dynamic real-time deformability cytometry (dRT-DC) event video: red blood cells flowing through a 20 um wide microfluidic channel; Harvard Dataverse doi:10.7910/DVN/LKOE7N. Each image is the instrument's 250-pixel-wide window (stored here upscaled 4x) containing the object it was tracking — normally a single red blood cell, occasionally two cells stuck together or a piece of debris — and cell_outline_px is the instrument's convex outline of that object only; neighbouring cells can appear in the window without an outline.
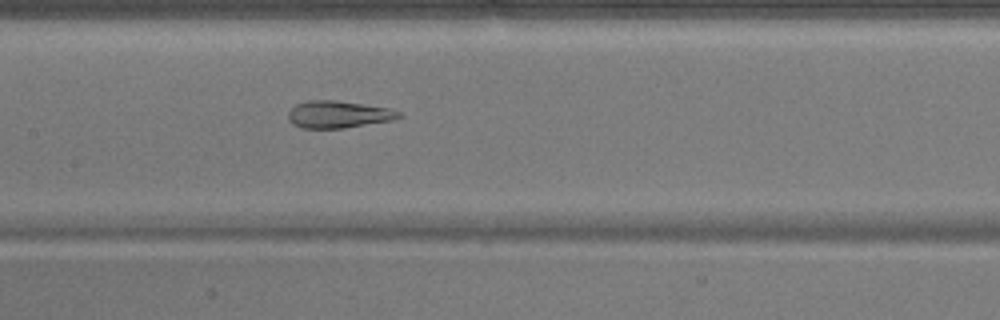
{"species": "common noctule bat (a hibernating species)", "species_latin": "Nyctalus noctula", "temperature_condition": "warm", "stored_images_in_passage": 52, "camera_frame_rate_fps": 3000, "um_per_image_px": 0.085, "animal": {"sex": "male", "body_mass_g": 17.9}, "frame": {"image": 1, "passage_image": 25, "time_ms": 8.0, "image_size_px": [1000, 320], "cell_outline_px": [[404, 116], [392, 120], [344, 128], [300, 128], [292, 124], [288, 120], [288, 112], [296, 104], [308, 100], [336, 100], [392, 108], [400, 112]], "centroid_in_image_um": [28.77, 9.72], "position_along_channel_um": 178.6, "area_um2": 17.69}}
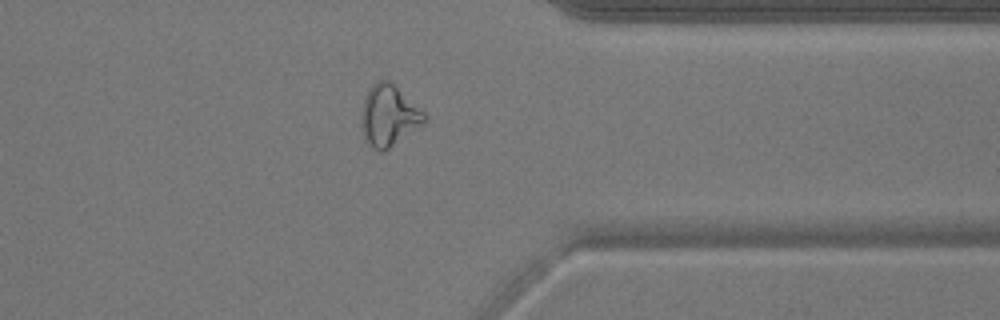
{"frame": {"image": 2, "passage_image": 41, "time_ms": 13.333, "image_size_px": [1000, 320], "cell_outline_px": [[428, 120], [424, 124], [384, 152], [380, 152], [372, 148], [364, 136], [360, 128], [360, 116], [364, 96], [368, 88], [376, 80], [388, 80], [424, 112], [428, 116]], "centroid_in_image_um": [33.02, 9.85], "position_along_channel_um": 378.4, "area_um2": 22.72}}
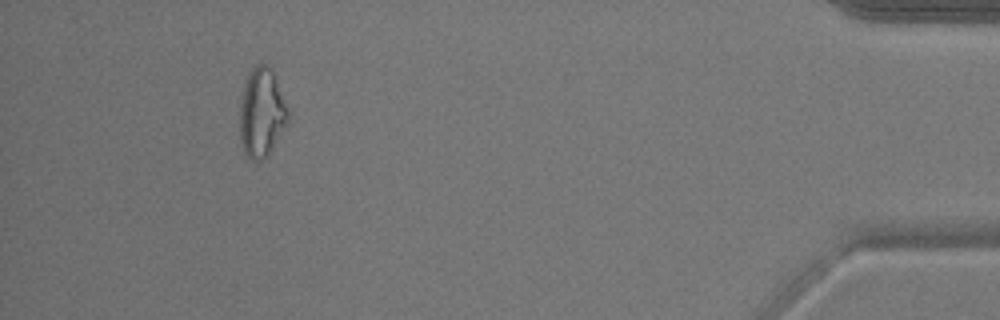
{"frame": {"image": 3, "passage_image": 48, "time_ms": 15.667, "image_size_px": [1000, 320], "cell_outline_px": [[288, 120], [268, 152], [260, 160], [252, 160], [244, 156], [240, 144], [240, 100], [244, 80], [252, 64], [264, 64], [272, 68], [288, 108]], "centroid_in_image_um": [22.19, 9.51], "position_along_channel_um": 413.0, "area_um2": 25.09}, "authors_computed_cell_mechanics": {"area_um2": 22.5131, "velocity_mm_per_s": 3.8868, "shape_relaxation_time_tau1_ms": null, "shape_relaxation_time_tau2_ms": 1.2682, "deformation_change_tau1": null, "deformation_change_tau2": 0.0608}}